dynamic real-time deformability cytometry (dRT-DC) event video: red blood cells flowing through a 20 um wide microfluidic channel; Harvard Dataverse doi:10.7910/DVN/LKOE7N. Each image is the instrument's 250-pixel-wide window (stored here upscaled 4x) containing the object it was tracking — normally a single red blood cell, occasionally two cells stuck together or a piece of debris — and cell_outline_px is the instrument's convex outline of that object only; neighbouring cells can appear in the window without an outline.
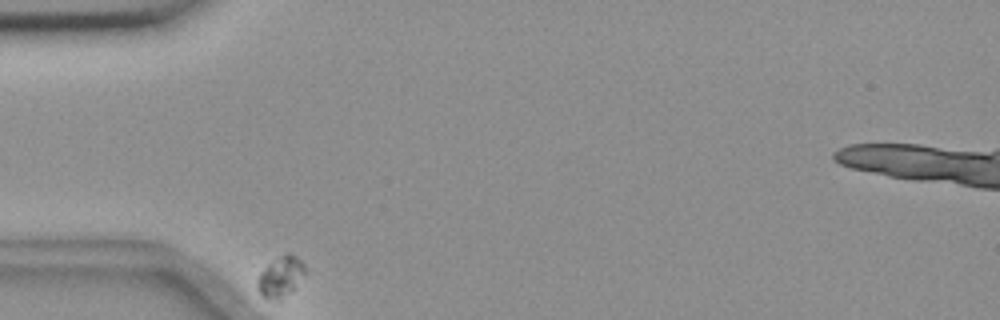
{"species": "common noctule bat (a hibernating species)", "species_latin": "Nyctalus noctula", "temperature_condition": "room temperature", "stored_images_in_passage": 41, "camera_frame_rate_fps": 3000, "um_per_image_px": 0.085, "animal": {"sex": "female", "body_mass_g": 18.4}, "frame": {"image": 1, "passage_image": 1, "time_ms": 0.0, "image_size_px": [1000, 320], "cell_outline_px": [[308, 272], [280, 300], [264, 300], [256, 288], [256, 280], [260, 272], [268, 264], [284, 252], [292, 252], [304, 264]], "centroid_in_image_um": [23.82, 23.5], "position_along_channel_um": 61.2, "area_um2": 11.56}}
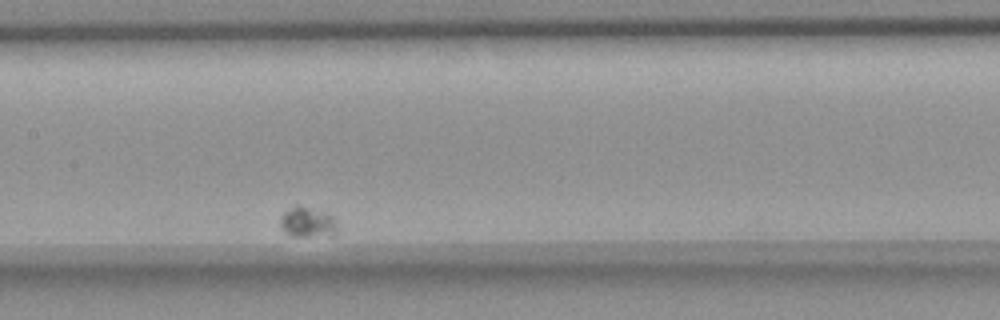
{"frame": {"image": 2, "passage_image": 18, "time_ms": 5.667, "image_size_px": [1000, 320], "cell_outline_px": [[336, 236], [288, 236], [284, 232], [280, 224], [280, 220], [284, 212], [296, 204], [328, 212], [332, 216], [336, 224]], "centroid_in_image_um": [26.15, 18.89], "position_along_channel_um": 181.3, "area_um2": 10.29}}
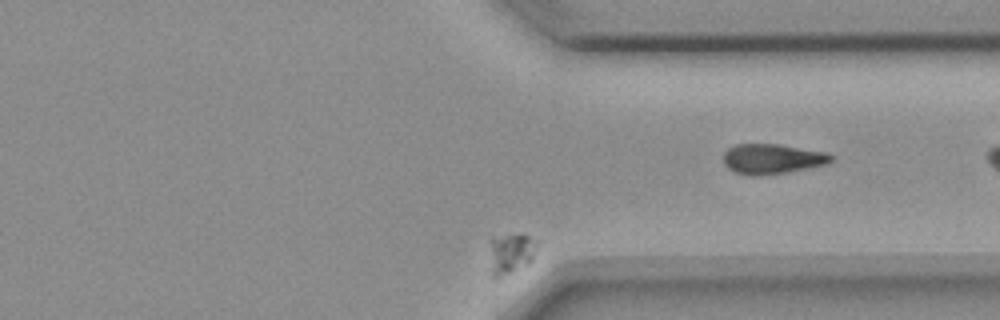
{"frame": {"image": 3, "passage_image": 40, "time_ms": 13.0, "image_size_px": [1000, 320], "cell_outline_px": [[536, 248], [532, 260], [528, 264], [496, 280], [492, 276], [488, 240], [492, 236], [520, 232], [528, 236], [536, 244]], "centroid_in_image_um": [43.35, 21.51], "position_along_channel_um": 368.1, "area_um2": 11.68}}